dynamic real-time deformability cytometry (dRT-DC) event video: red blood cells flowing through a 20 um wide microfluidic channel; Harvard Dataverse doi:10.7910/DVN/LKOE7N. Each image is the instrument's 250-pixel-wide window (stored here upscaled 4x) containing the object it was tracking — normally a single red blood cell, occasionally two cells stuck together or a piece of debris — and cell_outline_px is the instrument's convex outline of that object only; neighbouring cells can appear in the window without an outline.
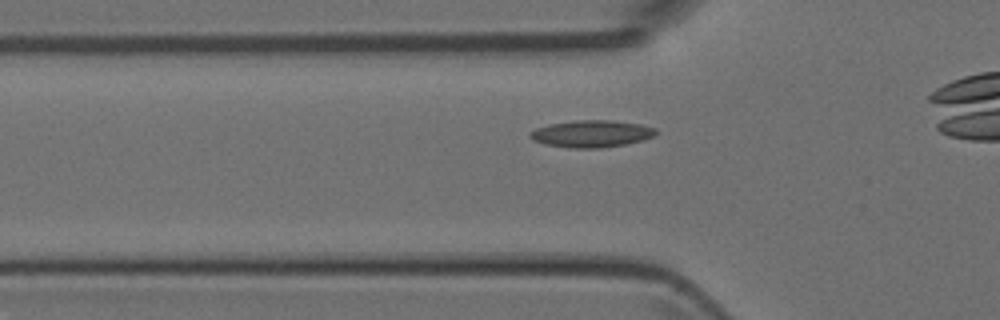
{"species": "Egyptian fruit bat (a non-hibernating species)", "species_latin": "Rousettus aegyptiacus", "temperature_condition": "room temperature", "stored_images_in_passage": 36, "camera_frame_rate_fps": 3000, "um_per_image_px": 0.085, "animal": {"sex": "female"}, "frame": {"image": 1, "passage_image": 12, "time_ms": 3.667, "image_size_px": [1000, 320], "cell_outline_px": [[656, 132], [652, 136], [640, 140], [624, 144], [600, 148], [572, 148], [544, 144], [532, 140], [528, 136], [536, 128], [552, 124], [576, 120], [612, 120], [640, 124], [656, 128]], "centroid_in_image_um": [50.25, 11.36], "position_along_channel_um": 75.5, "area_um2": 19.54}}
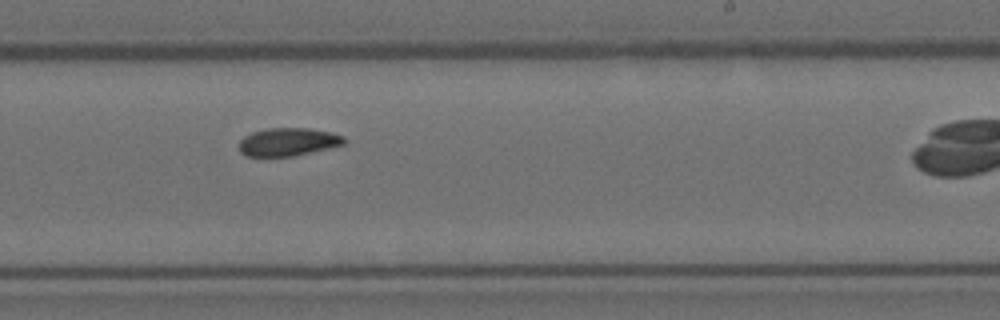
{"frame": {"image": 2, "passage_image": 26, "time_ms": 8.333, "image_size_px": [1000, 320], "cell_outline_px": [[344, 144], [328, 148], [292, 156], [248, 156], [240, 152], [240, 140], [244, 136], [252, 132], [268, 128], [308, 128], [332, 132], [344, 136]], "centroid_in_image_um": [24.48, 12.05], "position_along_channel_um": 264.5, "area_um2": 16.99}}
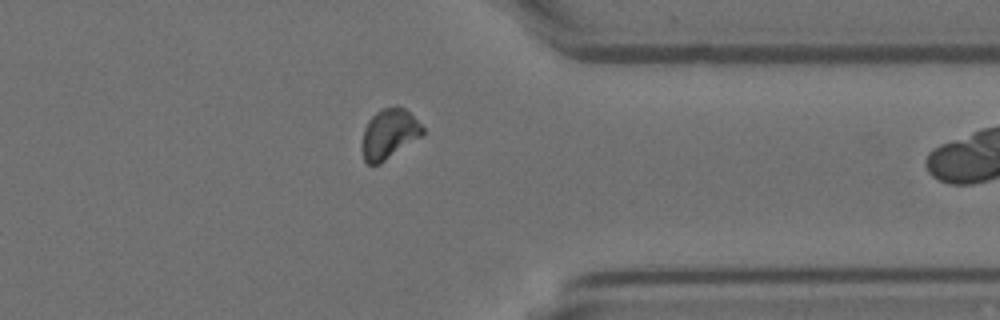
{"frame": {"image": 3, "passage_image": 35, "time_ms": 11.333, "image_size_px": [1000, 320], "cell_outline_px": [[424, 132], [420, 136], [380, 164], [368, 164], [364, 160], [364, 128], [368, 120], [376, 112], [384, 108], [396, 104], [404, 108], [424, 128]], "centroid_in_image_um": [33.08, 11.35], "position_along_channel_um": 378.3, "area_um2": 17.11}}